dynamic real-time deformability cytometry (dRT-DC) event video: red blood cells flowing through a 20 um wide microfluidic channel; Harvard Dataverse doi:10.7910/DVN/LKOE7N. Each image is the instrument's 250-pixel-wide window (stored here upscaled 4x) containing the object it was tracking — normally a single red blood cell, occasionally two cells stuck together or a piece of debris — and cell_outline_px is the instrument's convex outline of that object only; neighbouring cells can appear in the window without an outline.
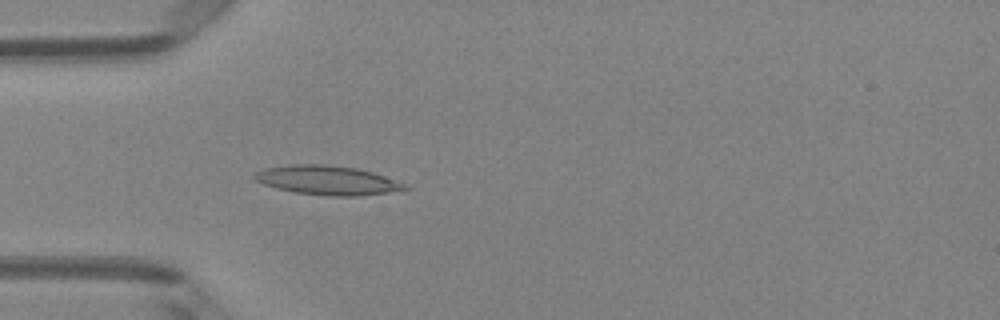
{"species": "Egyptian fruit bat (a non-hibernating species)", "species_latin": "Rousettus aegyptiacus", "temperature_condition": "room temperature", "stored_images_in_passage": 5, "camera_frame_rate_fps": 3000, "um_per_image_px": 0.085, "animal": {"sex": "female"}, "frame": {"image": 1, "passage_image": 5, "time_ms": 1.333, "image_size_px": [1000, 320], "cell_outline_px": [[412, 188], [388, 192], [360, 196], [328, 196], [296, 192], [276, 188], [264, 184], [256, 180], [252, 176], [256, 172], [268, 168], [288, 164], [328, 164], [356, 168], [372, 172], [408, 184]], "centroid_in_image_um": [27.86, 15.32], "position_along_channel_um": 57.1, "area_um2": 25.55}}